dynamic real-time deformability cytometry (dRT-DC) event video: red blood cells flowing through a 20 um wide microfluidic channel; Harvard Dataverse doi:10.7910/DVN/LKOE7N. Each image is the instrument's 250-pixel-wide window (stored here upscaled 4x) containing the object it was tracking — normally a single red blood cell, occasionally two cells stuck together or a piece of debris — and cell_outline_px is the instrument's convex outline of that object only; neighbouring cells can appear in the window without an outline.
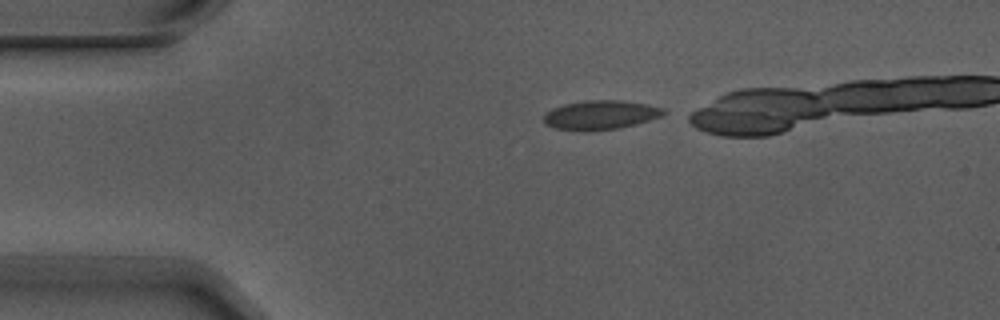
{"species": "Egyptian fruit bat (a non-hibernating species)", "species_latin": "Rousettus aegyptiacus", "temperature_condition": "warm", "stored_images_in_passage": 9, "camera_frame_rate_fps": 3000, "um_per_image_px": 0.085, "animal": {"sex": "male"}, "frame": {"image": 1, "passage_image": 1, "time_ms": 0.0, "image_size_px": [1000, 320], "cell_outline_px": [[668, 112], [664, 116], [636, 124], [620, 128], [584, 132], [556, 128], [544, 124], [544, 116], [552, 108], [564, 104], [588, 100], [620, 100], [648, 104], [664, 108]], "centroid_in_image_um": [51.09, 9.78], "position_along_channel_um": 33.9, "area_um2": 20.63}}
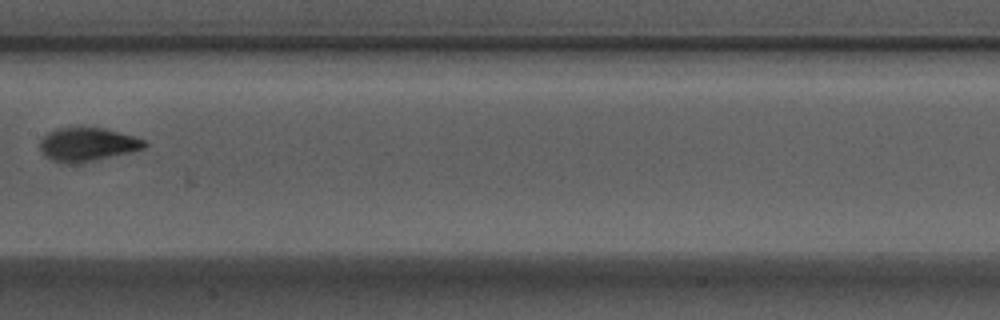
{"frame": {"image": 2, "passage_image": 8, "time_ms": 2.333, "image_size_px": [1000, 320], "cell_outline_px": [[148, 144], [144, 148], [128, 152], [92, 160], [52, 160], [40, 148], [40, 140], [48, 132], [56, 128], [104, 128], [132, 136], [144, 140]], "centroid_in_image_um": [7.45, 12.22], "position_along_channel_um": 199.9, "area_um2": 19.19}}
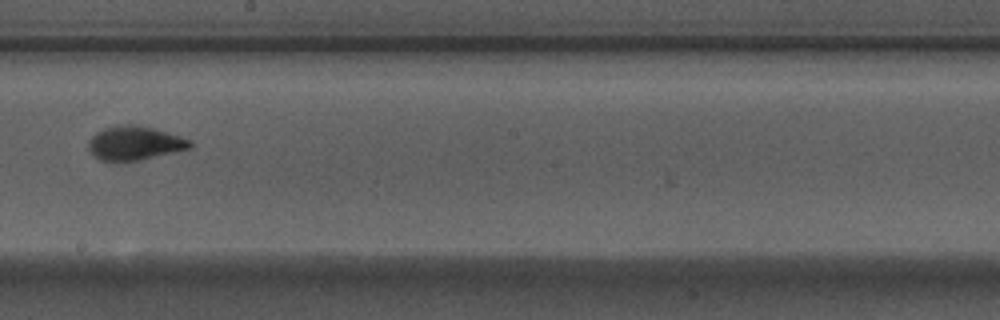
{"frame": {"image": 3, "passage_image": 9, "time_ms": 2.667, "image_size_px": [1000, 320], "cell_outline_px": [[192, 148], [136, 160], [100, 160], [88, 148], [88, 140], [96, 132], [104, 128], [120, 124], [136, 124], [152, 128], [180, 136], [192, 140]], "centroid_in_image_um": [11.45, 12.14], "position_along_channel_um": 236.8, "area_um2": 19.77}}